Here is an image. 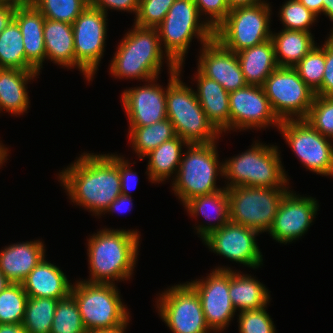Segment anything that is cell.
I'll list each match as a JSON object with an SVG mask.
<instances>
[{"mask_svg": "<svg viewBox=\"0 0 333 333\" xmlns=\"http://www.w3.org/2000/svg\"><path fill=\"white\" fill-rule=\"evenodd\" d=\"M289 188H228L230 221L258 233L268 232Z\"/></svg>", "mask_w": 333, "mask_h": 333, "instance_id": "10", "label": "cell"}, {"mask_svg": "<svg viewBox=\"0 0 333 333\" xmlns=\"http://www.w3.org/2000/svg\"><path fill=\"white\" fill-rule=\"evenodd\" d=\"M158 313L173 333H210L196 291L186 282L174 285L156 301Z\"/></svg>", "mask_w": 333, "mask_h": 333, "instance_id": "13", "label": "cell"}, {"mask_svg": "<svg viewBox=\"0 0 333 333\" xmlns=\"http://www.w3.org/2000/svg\"><path fill=\"white\" fill-rule=\"evenodd\" d=\"M175 0H140L134 24L140 27L156 28L167 15Z\"/></svg>", "mask_w": 333, "mask_h": 333, "instance_id": "41", "label": "cell"}, {"mask_svg": "<svg viewBox=\"0 0 333 333\" xmlns=\"http://www.w3.org/2000/svg\"><path fill=\"white\" fill-rule=\"evenodd\" d=\"M0 68L36 71L25 58L22 33L14 19L0 34Z\"/></svg>", "mask_w": 333, "mask_h": 333, "instance_id": "33", "label": "cell"}, {"mask_svg": "<svg viewBox=\"0 0 333 333\" xmlns=\"http://www.w3.org/2000/svg\"><path fill=\"white\" fill-rule=\"evenodd\" d=\"M278 130L304 167L314 173L333 176V144L305 119L281 121Z\"/></svg>", "mask_w": 333, "mask_h": 333, "instance_id": "12", "label": "cell"}, {"mask_svg": "<svg viewBox=\"0 0 333 333\" xmlns=\"http://www.w3.org/2000/svg\"><path fill=\"white\" fill-rule=\"evenodd\" d=\"M14 20L19 25L27 62L39 73L46 59L43 26L45 18L33 5L17 6Z\"/></svg>", "mask_w": 333, "mask_h": 333, "instance_id": "21", "label": "cell"}, {"mask_svg": "<svg viewBox=\"0 0 333 333\" xmlns=\"http://www.w3.org/2000/svg\"><path fill=\"white\" fill-rule=\"evenodd\" d=\"M127 160L124 159L123 156H119V173H120V185H121V193L126 196H130L129 192L133 187L137 186L138 178L136 177V172L132 171ZM134 185H131L133 183ZM133 186V187H132Z\"/></svg>", "mask_w": 333, "mask_h": 333, "instance_id": "46", "label": "cell"}, {"mask_svg": "<svg viewBox=\"0 0 333 333\" xmlns=\"http://www.w3.org/2000/svg\"><path fill=\"white\" fill-rule=\"evenodd\" d=\"M197 70L218 82L227 92L246 87L238 56L226 49L215 38L202 45Z\"/></svg>", "mask_w": 333, "mask_h": 333, "instance_id": "20", "label": "cell"}, {"mask_svg": "<svg viewBox=\"0 0 333 333\" xmlns=\"http://www.w3.org/2000/svg\"><path fill=\"white\" fill-rule=\"evenodd\" d=\"M0 3H10L15 6H24L33 3V0H0Z\"/></svg>", "mask_w": 333, "mask_h": 333, "instance_id": "53", "label": "cell"}, {"mask_svg": "<svg viewBox=\"0 0 333 333\" xmlns=\"http://www.w3.org/2000/svg\"><path fill=\"white\" fill-rule=\"evenodd\" d=\"M236 54L248 85L263 86L270 74L279 67L271 39Z\"/></svg>", "mask_w": 333, "mask_h": 333, "instance_id": "27", "label": "cell"}, {"mask_svg": "<svg viewBox=\"0 0 333 333\" xmlns=\"http://www.w3.org/2000/svg\"><path fill=\"white\" fill-rule=\"evenodd\" d=\"M317 96L333 97V34L325 41V71Z\"/></svg>", "mask_w": 333, "mask_h": 333, "instance_id": "44", "label": "cell"}, {"mask_svg": "<svg viewBox=\"0 0 333 333\" xmlns=\"http://www.w3.org/2000/svg\"><path fill=\"white\" fill-rule=\"evenodd\" d=\"M128 323H129V321L126 324H124L121 327H118L116 329L104 330V331H91L88 333H124L125 329L127 328Z\"/></svg>", "mask_w": 333, "mask_h": 333, "instance_id": "54", "label": "cell"}, {"mask_svg": "<svg viewBox=\"0 0 333 333\" xmlns=\"http://www.w3.org/2000/svg\"><path fill=\"white\" fill-rule=\"evenodd\" d=\"M271 6L262 2L230 10L214 29V38L226 49L239 52L271 39Z\"/></svg>", "mask_w": 333, "mask_h": 333, "instance_id": "9", "label": "cell"}, {"mask_svg": "<svg viewBox=\"0 0 333 333\" xmlns=\"http://www.w3.org/2000/svg\"><path fill=\"white\" fill-rule=\"evenodd\" d=\"M140 0H89V5L107 13L108 9L138 13Z\"/></svg>", "mask_w": 333, "mask_h": 333, "instance_id": "45", "label": "cell"}, {"mask_svg": "<svg viewBox=\"0 0 333 333\" xmlns=\"http://www.w3.org/2000/svg\"><path fill=\"white\" fill-rule=\"evenodd\" d=\"M8 153V149L3 146L2 143H0V167L5 162V160H7Z\"/></svg>", "mask_w": 333, "mask_h": 333, "instance_id": "56", "label": "cell"}, {"mask_svg": "<svg viewBox=\"0 0 333 333\" xmlns=\"http://www.w3.org/2000/svg\"><path fill=\"white\" fill-rule=\"evenodd\" d=\"M129 138L139 160L162 143L177 136L174 125L166 118L149 126L129 127Z\"/></svg>", "mask_w": 333, "mask_h": 333, "instance_id": "32", "label": "cell"}, {"mask_svg": "<svg viewBox=\"0 0 333 333\" xmlns=\"http://www.w3.org/2000/svg\"><path fill=\"white\" fill-rule=\"evenodd\" d=\"M0 333H28L22 323L18 324H0Z\"/></svg>", "mask_w": 333, "mask_h": 333, "instance_id": "50", "label": "cell"}, {"mask_svg": "<svg viewBox=\"0 0 333 333\" xmlns=\"http://www.w3.org/2000/svg\"><path fill=\"white\" fill-rule=\"evenodd\" d=\"M276 61L279 67L294 68L316 45L311 32L282 29L271 32Z\"/></svg>", "mask_w": 333, "mask_h": 333, "instance_id": "30", "label": "cell"}, {"mask_svg": "<svg viewBox=\"0 0 333 333\" xmlns=\"http://www.w3.org/2000/svg\"><path fill=\"white\" fill-rule=\"evenodd\" d=\"M181 70L169 73L166 87L167 118L174 125L176 134L188 144L217 142L221 133L207 119L195 90L180 79Z\"/></svg>", "mask_w": 333, "mask_h": 333, "instance_id": "4", "label": "cell"}, {"mask_svg": "<svg viewBox=\"0 0 333 333\" xmlns=\"http://www.w3.org/2000/svg\"><path fill=\"white\" fill-rule=\"evenodd\" d=\"M12 282L0 271V292L5 290Z\"/></svg>", "mask_w": 333, "mask_h": 333, "instance_id": "55", "label": "cell"}, {"mask_svg": "<svg viewBox=\"0 0 333 333\" xmlns=\"http://www.w3.org/2000/svg\"><path fill=\"white\" fill-rule=\"evenodd\" d=\"M27 299L21 283H12L0 292V324L22 323Z\"/></svg>", "mask_w": 333, "mask_h": 333, "instance_id": "35", "label": "cell"}, {"mask_svg": "<svg viewBox=\"0 0 333 333\" xmlns=\"http://www.w3.org/2000/svg\"><path fill=\"white\" fill-rule=\"evenodd\" d=\"M73 285L70 294L78 305L87 332L116 329L130 320L115 284L80 280Z\"/></svg>", "mask_w": 333, "mask_h": 333, "instance_id": "6", "label": "cell"}, {"mask_svg": "<svg viewBox=\"0 0 333 333\" xmlns=\"http://www.w3.org/2000/svg\"><path fill=\"white\" fill-rule=\"evenodd\" d=\"M57 299L28 297L22 322L28 333H50Z\"/></svg>", "mask_w": 333, "mask_h": 333, "instance_id": "34", "label": "cell"}, {"mask_svg": "<svg viewBox=\"0 0 333 333\" xmlns=\"http://www.w3.org/2000/svg\"><path fill=\"white\" fill-rule=\"evenodd\" d=\"M229 270L217 267L206 278L187 282L199 296L209 329L215 332L228 327L237 312L229 296Z\"/></svg>", "mask_w": 333, "mask_h": 333, "instance_id": "15", "label": "cell"}, {"mask_svg": "<svg viewBox=\"0 0 333 333\" xmlns=\"http://www.w3.org/2000/svg\"><path fill=\"white\" fill-rule=\"evenodd\" d=\"M229 296L235 310H259L270 301L268 289L251 275L229 270Z\"/></svg>", "mask_w": 333, "mask_h": 333, "instance_id": "29", "label": "cell"}, {"mask_svg": "<svg viewBox=\"0 0 333 333\" xmlns=\"http://www.w3.org/2000/svg\"><path fill=\"white\" fill-rule=\"evenodd\" d=\"M162 49L156 28L134 25L120 41L111 60L110 73L119 79L125 77L148 82L159 77L164 57L168 73L176 71L178 65L168 55L163 56Z\"/></svg>", "mask_w": 333, "mask_h": 333, "instance_id": "3", "label": "cell"}, {"mask_svg": "<svg viewBox=\"0 0 333 333\" xmlns=\"http://www.w3.org/2000/svg\"><path fill=\"white\" fill-rule=\"evenodd\" d=\"M45 19L72 24L89 6V0H33Z\"/></svg>", "mask_w": 333, "mask_h": 333, "instance_id": "36", "label": "cell"}, {"mask_svg": "<svg viewBox=\"0 0 333 333\" xmlns=\"http://www.w3.org/2000/svg\"><path fill=\"white\" fill-rule=\"evenodd\" d=\"M200 17L194 0H175L164 20L156 27L165 55L178 65L179 70H182L193 37L199 39L202 45L214 38V30L205 20L200 21Z\"/></svg>", "mask_w": 333, "mask_h": 333, "instance_id": "7", "label": "cell"}, {"mask_svg": "<svg viewBox=\"0 0 333 333\" xmlns=\"http://www.w3.org/2000/svg\"><path fill=\"white\" fill-rule=\"evenodd\" d=\"M40 240L5 246L0 252V271L12 282L22 283L31 270L45 258Z\"/></svg>", "mask_w": 333, "mask_h": 333, "instance_id": "23", "label": "cell"}, {"mask_svg": "<svg viewBox=\"0 0 333 333\" xmlns=\"http://www.w3.org/2000/svg\"><path fill=\"white\" fill-rule=\"evenodd\" d=\"M290 191L284 195L268 231L274 240L285 244L301 238L308 231L319 207L316 198L301 197Z\"/></svg>", "mask_w": 333, "mask_h": 333, "instance_id": "18", "label": "cell"}, {"mask_svg": "<svg viewBox=\"0 0 333 333\" xmlns=\"http://www.w3.org/2000/svg\"><path fill=\"white\" fill-rule=\"evenodd\" d=\"M60 172L69 199L99 216L120 195L119 156L83 153Z\"/></svg>", "mask_w": 333, "mask_h": 333, "instance_id": "1", "label": "cell"}, {"mask_svg": "<svg viewBox=\"0 0 333 333\" xmlns=\"http://www.w3.org/2000/svg\"><path fill=\"white\" fill-rule=\"evenodd\" d=\"M50 333H88L71 294L58 301Z\"/></svg>", "mask_w": 333, "mask_h": 333, "instance_id": "37", "label": "cell"}, {"mask_svg": "<svg viewBox=\"0 0 333 333\" xmlns=\"http://www.w3.org/2000/svg\"><path fill=\"white\" fill-rule=\"evenodd\" d=\"M137 230L102 229L88 240L90 283L115 284L133 274L138 255L140 234Z\"/></svg>", "mask_w": 333, "mask_h": 333, "instance_id": "2", "label": "cell"}, {"mask_svg": "<svg viewBox=\"0 0 333 333\" xmlns=\"http://www.w3.org/2000/svg\"><path fill=\"white\" fill-rule=\"evenodd\" d=\"M262 87L280 121L307 117L315 92L299 77L294 68H276Z\"/></svg>", "mask_w": 333, "mask_h": 333, "instance_id": "11", "label": "cell"}, {"mask_svg": "<svg viewBox=\"0 0 333 333\" xmlns=\"http://www.w3.org/2000/svg\"><path fill=\"white\" fill-rule=\"evenodd\" d=\"M266 309L267 306L259 310L239 312V333H276L275 325Z\"/></svg>", "mask_w": 333, "mask_h": 333, "instance_id": "42", "label": "cell"}, {"mask_svg": "<svg viewBox=\"0 0 333 333\" xmlns=\"http://www.w3.org/2000/svg\"><path fill=\"white\" fill-rule=\"evenodd\" d=\"M194 2L200 16L204 13L205 17L209 15L206 22L213 30L227 17L231 10L226 0H194Z\"/></svg>", "mask_w": 333, "mask_h": 333, "instance_id": "43", "label": "cell"}, {"mask_svg": "<svg viewBox=\"0 0 333 333\" xmlns=\"http://www.w3.org/2000/svg\"><path fill=\"white\" fill-rule=\"evenodd\" d=\"M132 198L130 196H126L123 194H120L110 205L109 207L105 210L104 214L106 212H125L127 209L128 211L132 208L127 207V205L132 206ZM129 208V209H128Z\"/></svg>", "mask_w": 333, "mask_h": 333, "instance_id": "48", "label": "cell"}, {"mask_svg": "<svg viewBox=\"0 0 333 333\" xmlns=\"http://www.w3.org/2000/svg\"><path fill=\"white\" fill-rule=\"evenodd\" d=\"M154 78L148 84L124 90L121 95L129 127L149 126L167 118L166 89Z\"/></svg>", "mask_w": 333, "mask_h": 333, "instance_id": "19", "label": "cell"}, {"mask_svg": "<svg viewBox=\"0 0 333 333\" xmlns=\"http://www.w3.org/2000/svg\"><path fill=\"white\" fill-rule=\"evenodd\" d=\"M195 76L197 81L195 93L207 119L220 133H225L230 130L229 92L198 70Z\"/></svg>", "mask_w": 333, "mask_h": 333, "instance_id": "24", "label": "cell"}, {"mask_svg": "<svg viewBox=\"0 0 333 333\" xmlns=\"http://www.w3.org/2000/svg\"><path fill=\"white\" fill-rule=\"evenodd\" d=\"M321 13L333 22V0H317V17ZM330 31V34H333V27Z\"/></svg>", "mask_w": 333, "mask_h": 333, "instance_id": "49", "label": "cell"}, {"mask_svg": "<svg viewBox=\"0 0 333 333\" xmlns=\"http://www.w3.org/2000/svg\"><path fill=\"white\" fill-rule=\"evenodd\" d=\"M16 7L10 3H0V34L14 19Z\"/></svg>", "mask_w": 333, "mask_h": 333, "instance_id": "47", "label": "cell"}, {"mask_svg": "<svg viewBox=\"0 0 333 333\" xmlns=\"http://www.w3.org/2000/svg\"><path fill=\"white\" fill-rule=\"evenodd\" d=\"M38 74L37 71L0 68V112L23 115L30 103L26 85Z\"/></svg>", "mask_w": 333, "mask_h": 333, "instance_id": "26", "label": "cell"}, {"mask_svg": "<svg viewBox=\"0 0 333 333\" xmlns=\"http://www.w3.org/2000/svg\"><path fill=\"white\" fill-rule=\"evenodd\" d=\"M183 145L187 146L188 143L177 135L145 156L149 158L146 171L149 181L160 183L171 177V174H177L183 155Z\"/></svg>", "mask_w": 333, "mask_h": 333, "instance_id": "31", "label": "cell"}, {"mask_svg": "<svg viewBox=\"0 0 333 333\" xmlns=\"http://www.w3.org/2000/svg\"><path fill=\"white\" fill-rule=\"evenodd\" d=\"M283 29L310 32V26L317 21L316 15L298 0H288L280 9Z\"/></svg>", "mask_w": 333, "mask_h": 333, "instance_id": "40", "label": "cell"}, {"mask_svg": "<svg viewBox=\"0 0 333 333\" xmlns=\"http://www.w3.org/2000/svg\"><path fill=\"white\" fill-rule=\"evenodd\" d=\"M230 9L240 6H252L262 2L265 0H226Z\"/></svg>", "mask_w": 333, "mask_h": 333, "instance_id": "51", "label": "cell"}, {"mask_svg": "<svg viewBox=\"0 0 333 333\" xmlns=\"http://www.w3.org/2000/svg\"><path fill=\"white\" fill-rule=\"evenodd\" d=\"M305 120L316 131L333 141V97L315 95Z\"/></svg>", "mask_w": 333, "mask_h": 333, "instance_id": "39", "label": "cell"}, {"mask_svg": "<svg viewBox=\"0 0 333 333\" xmlns=\"http://www.w3.org/2000/svg\"><path fill=\"white\" fill-rule=\"evenodd\" d=\"M46 59L66 68L75 67L72 24L45 19L43 26Z\"/></svg>", "mask_w": 333, "mask_h": 333, "instance_id": "28", "label": "cell"}, {"mask_svg": "<svg viewBox=\"0 0 333 333\" xmlns=\"http://www.w3.org/2000/svg\"><path fill=\"white\" fill-rule=\"evenodd\" d=\"M185 209L190 216L197 217L203 215L205 219L211 221L212 219L217 223H205V225L196 226L197 234L202 240L208 236L212 231L220 229L230 221L229 211V197L227 188L223 187L214 193L201 195L188 200L185 204ZM215 212V216L210 212Z\"/></svg>", "mask_w": 333, "mask_h": 333, "instance_id": "25", "label": "cell"}, {"mask_svg": "<svg viewBox=\"0 0 333 333\" xmlns=\"http://www.w3.org/2000/svg\"><path fill=\"white\" fill-rule=\"evenodd\" d=\"M298 1L317 16V0H298Z\"/></svg>", "mask_w": 333, "mask_h": 333, "instance_id": "52", "label": "cell"}, {"mask_svg": "<svg viewBox=\"0 0 333 333\" xmlns=\"http://www.w3.org/2000/svg\"><path fill=\"white\" fill-rule=\"evenodd\" d=\"M229 107L230 130L280 126L281 121L273 112L262 86L247 85L230 92Z\"/></svg>", "mask_w": 333, "mask_h": 333, "instance_id": "16", "label": "cell"}, {"mask_svg": "<svg viewBox=\"0 0 333 333\" xmlns=\"http://www.w3.org/2000/svg\"><path fill=\"white\" fill-rule=\"evenodd\" d=\"M251 146L246 152L222 163L223 176L230 181L225 188L235 186L288 188L289 179L283 169L278 147L260 142H255Z\"/></svg>", "mask_w": 333, "mask_h": 333, "instance_id": "5", "label": "cell"}, {"mask_svg": "<svg viewBox=\"0 0 333 333\" xmlns=\"http://www.w3.org/2000/svg\"><path fill=\"white\" fill-rule=\"evenodd\" d=\"M107 20L106 13L89 5L72 23L75 68L88 82L94 78L104 53Z\"/></svg>", "mask_w": 333, "mask_h": 333, "instance_id": "14", "label": "cell"}, {"mask_svg": "<svg viewBox=\"0 0 333 333\" xmlns=\"http://www.w3.org/2000/svg\"><path fill=\"white\" fill-rule=\"evenodd\" d=\"M299 77L316 93L322 86L325 71V43L316 45L294 67Z\"/></svg>", "mask_w": 333, "mask_h": 333, "instance_id": "38", "label": "cell"}, {"mask_svg": "<svg viewBox=\"0 0 333 333\" xmlns=\"http://www.w3.org/2000/svg\"><path fill=\"white\" fill-rule=\"evenodd\" d=\"M214 143L188 144L182 155L177 175L173 181L174 194L183 205L190 199L214 193L222 188L216 187V178L223 176V164L218 159Z\"/></svg>", "mask_w": 333, "mask_h": 333, "instance_id": "8", "label": "cell"}, {"mask_svg": "<svg viewBox=\"0 0 333 333\" xmlns=\"http://www.w3.org/2000/svg\"><path fill=\"white\" fill-rule=\"evenodd\" d=\"M30 298L63 299L72 288L64 272L56 265L42 259L21 283Z\"/></svg>", "mask_w": 333, "mask_h": 333, "instance_id": "22", "label": "cell"}, {"mask_svg": "<svg viewBox=\"0 0 333 333\" xmlns=\"http://www.w3.org/2000/svg\"><path fill=\"white\" fill-rule=\"evenodd\" d=\"M258 234L253 229L229 221L220 229L212 231L203 242L214 253L257 269L263 264V255L255 238Z\"/></svg>", "mask_w": 333, "mask_h": 333, "instance_id": "17", "label": "cell"}]
</instances>
